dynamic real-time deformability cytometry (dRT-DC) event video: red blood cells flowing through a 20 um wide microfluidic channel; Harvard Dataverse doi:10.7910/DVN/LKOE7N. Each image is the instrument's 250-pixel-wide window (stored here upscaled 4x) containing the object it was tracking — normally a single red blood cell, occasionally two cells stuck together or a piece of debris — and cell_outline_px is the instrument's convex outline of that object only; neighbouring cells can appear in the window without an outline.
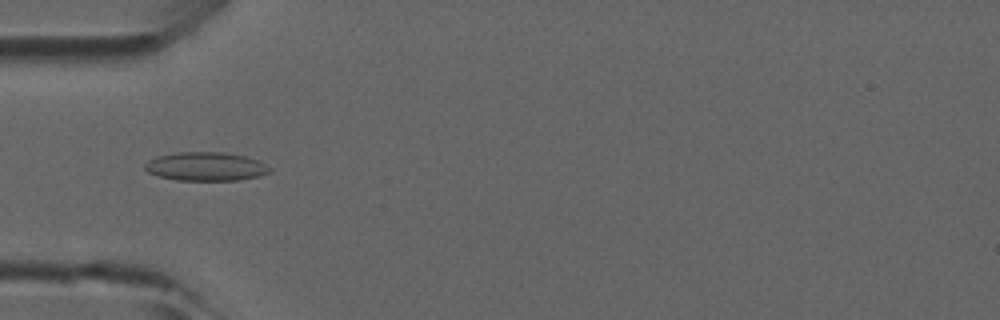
{"species": "common noctule bat (a hibernating species)", "species_latin": "Nyctalus noctula", "temperature_condition": "room temperature", "stored_images_in_passage": 47, "camera_frame_rate_fps": 3000, "um_per_image_px": 0.085, "animal": {"sex": "male", "forearm_length_mm": 52.5}, "frame": {"image": 1, "passage_image": 14, "time_ms": 4.333, "image_size_px": [1000, 320], "cell_outline_px": [[272, 168], [268, 172], [260, 176], [236, 180], [176, 180], [156, 176], [148, 172], [144, 168], [144, 164], [148, 160], [156, 156], [176, 152], [224, 152], [244, 156], [256, 160]], "centroid_in_image_um": [17.43, 14.15], "position_along_channel_um": 67.6, "area_um2": 20.87}}